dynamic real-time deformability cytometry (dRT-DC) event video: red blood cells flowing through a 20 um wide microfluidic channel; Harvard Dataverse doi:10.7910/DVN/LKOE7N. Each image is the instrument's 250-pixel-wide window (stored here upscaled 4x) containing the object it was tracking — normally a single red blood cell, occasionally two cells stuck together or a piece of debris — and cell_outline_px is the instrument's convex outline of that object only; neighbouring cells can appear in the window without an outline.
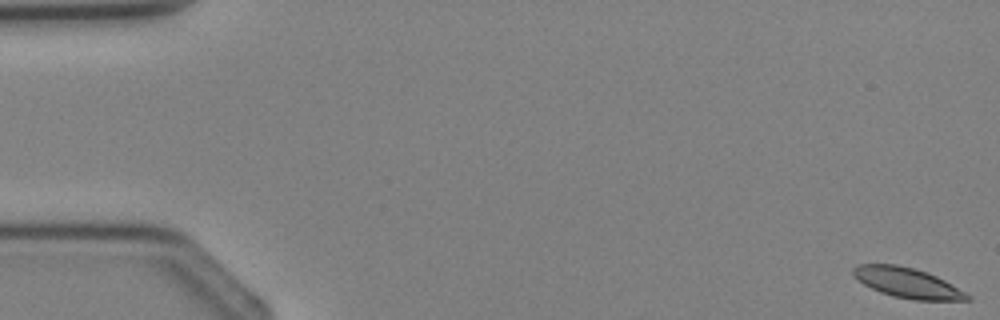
{"species": "Egyptian fruit bat (a non-hibernating species)", "species_latin": "Rousettus aegyptiacus", "temperature_condition": "cold", "stored_images_in_passage": 3, "camera_frame_rate_fps": 3000, "um_per_image_px": 0.085, "animal": {"sex": "female"}, "frame": {"image": 1, "passage_image": 3, "time_ms": 3.333, "image_size_px": [1000, 320], "cell_outline_px": [[972, 300], [916, 300], [892, 296], [880, 292], [864, 284], [852, 276], [852, 268], [860, 264], [896, 264], [912, 268], [936, 276], [944, 280], [972, 296]], "centroid_in_image_um": [77.11, 24.04], "position_along_channel_um": 7.9, "area_um2": 19.83}}